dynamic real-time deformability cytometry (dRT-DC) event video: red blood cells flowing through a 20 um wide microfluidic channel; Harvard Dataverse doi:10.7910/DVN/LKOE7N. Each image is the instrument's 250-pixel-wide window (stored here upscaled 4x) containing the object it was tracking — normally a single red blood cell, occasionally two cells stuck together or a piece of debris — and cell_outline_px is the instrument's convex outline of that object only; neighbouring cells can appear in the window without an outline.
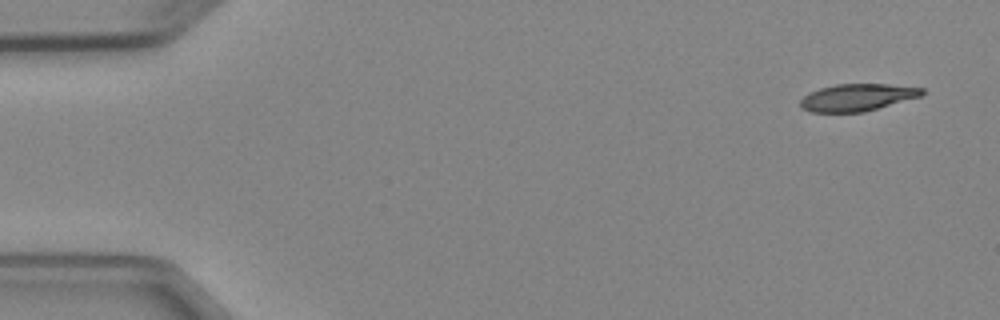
{"species": "Egyptian fruit bat (a non-hibernating species)", "species_latin": "Rousettus aegyptiacus", "temperature_condition": "cold", "stored_images_in_passage": 5, "segment_of_instrument_passage": [1, 2], "camera_frame_rate_fps": 3000, "um_per_image_px": 0.085, "animal": {"sex": "female"}, "frame": {"image": 1, "passage_image": 1, "time_ms": 0.0, "image_size_px": [1000, 320], "cell_outline_px": [[924, 96], [864, 112], [812, 112], [800, 108], [800, 100], [808, 92], [820, 88], [836, 84], [888, 84], [924, 88]], "centroid_in_image_um": [72.89, 8.28], "position_along_channel_um": 12.1, "area_um2": 19.48}}
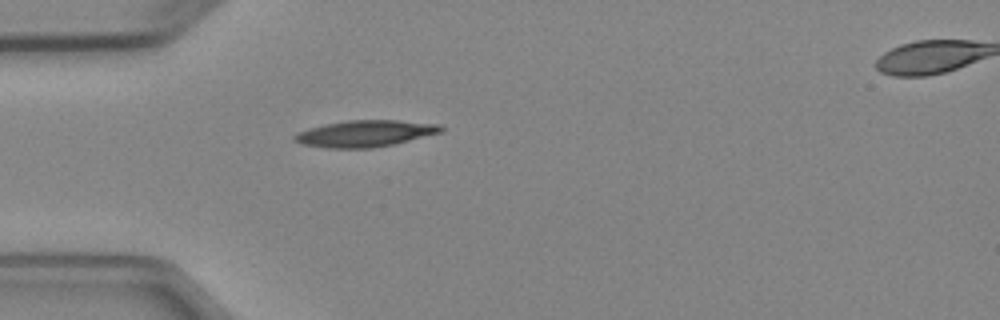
{"frame": {"image": 2, "passage_image": 4, "time_ms": 4.0, "image_size_px": [1000, 320], "cell_outline_px": [[444, 132], [392, 144], [372, 148], [328, 148], [304, 144], [292, 140], [292, 136], [296, 132], [308, 128], [324, 124], [348, 120], [396, 120], [440, 124], [444, 128]], "centroid_in_image_um": [31.02, 11.34], "position_along_channel_um": 54.0, "area_um2": 22.72}}